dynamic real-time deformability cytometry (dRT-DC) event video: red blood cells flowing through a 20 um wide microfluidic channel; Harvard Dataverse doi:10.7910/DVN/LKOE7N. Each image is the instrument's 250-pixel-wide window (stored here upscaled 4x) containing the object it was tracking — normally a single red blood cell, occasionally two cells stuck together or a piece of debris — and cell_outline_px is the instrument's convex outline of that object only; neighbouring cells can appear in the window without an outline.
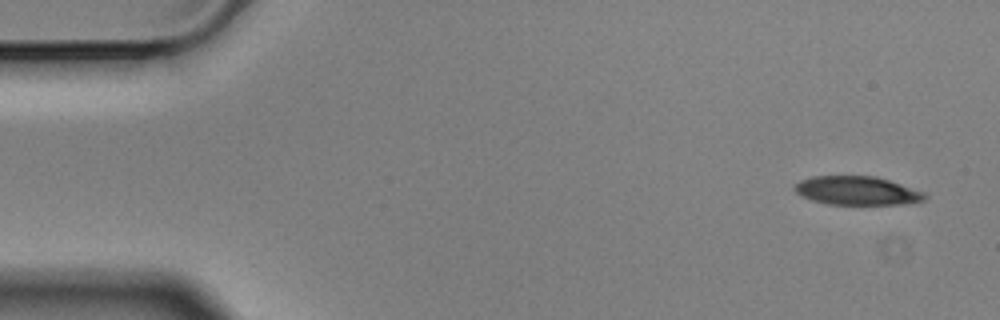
{"species": "Egyptian fruit bat (a non-hibernating species)", "species_latin": "Rousettus aegyptiacus", "temperature_condition": "cold", "stored_images_in_passage": 7, "camera_frame_rate_fps": 3000, "um_per_image_px": 0.085, "animal": {"sex": "male"}, "frame": {"image": 1, "passage_image": 1, "time_ms": 0.0, "image_size_px": [1000, 320], "cell_outline_px": [[928, 196], [924, 200], [904, 204], [828, 204], [812, 200], [800, 196], [792, 188], [800, 180], [812, 176], [876, 176], [924, 192]], "centroid_in_image_um": [72.81, 16.2], "position_along_channel_um": 12.2, "area_um2": 21.68}}
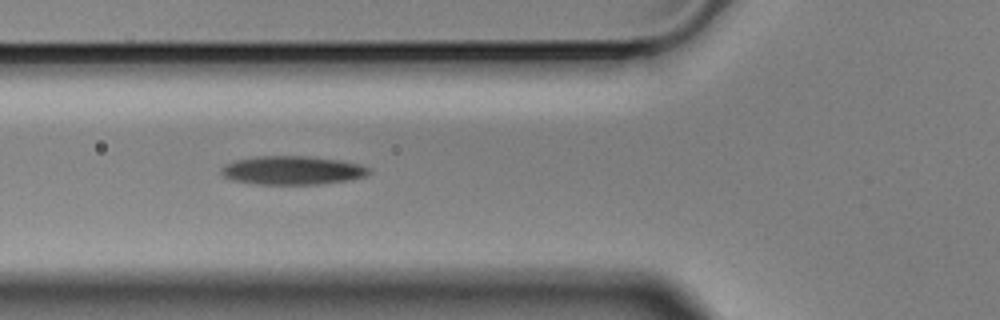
{"frame": {"image": 2, "passage_image": 5, "time_ms": 1.333, "image_size_px": [1000, 320], "cell_outline_px": [[372, 172], [368, 176], [348, 180], [320, 184], [256, 184], [232, 180], [224, 176], [220, 172], [220, 168], [236, 160], [260, 156], [308, 156], [340, 160], [360, 164], [372, 168]], "centroid_in_image_um": [24.92, 14.48], "position_along_channel_um": 100.9, "area_um2": 24.74}}
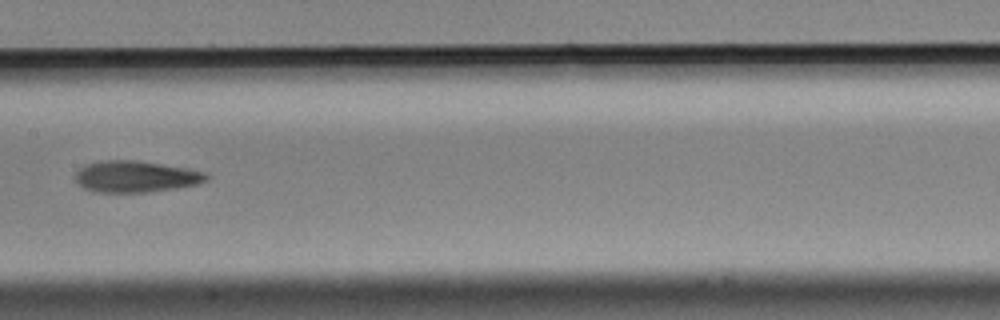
{"frame": {"image": 3, "passage_image": 7, "time_ms": 2.0, "image_size_px": [1000, 320], "cell_outline_px": [[208, 180], [200, 184], [176, 188], [148, 192], [96, 192], [84, 188], [76, 180], [76, 172], [80, 168], [88, 164], [100, 160], [136, 160], [188, 168], [208, 172]], "centroid_in_image_um": [11.6, 15.0], "position_along_channel_um": 195.8, "area_um2": 24.1}}